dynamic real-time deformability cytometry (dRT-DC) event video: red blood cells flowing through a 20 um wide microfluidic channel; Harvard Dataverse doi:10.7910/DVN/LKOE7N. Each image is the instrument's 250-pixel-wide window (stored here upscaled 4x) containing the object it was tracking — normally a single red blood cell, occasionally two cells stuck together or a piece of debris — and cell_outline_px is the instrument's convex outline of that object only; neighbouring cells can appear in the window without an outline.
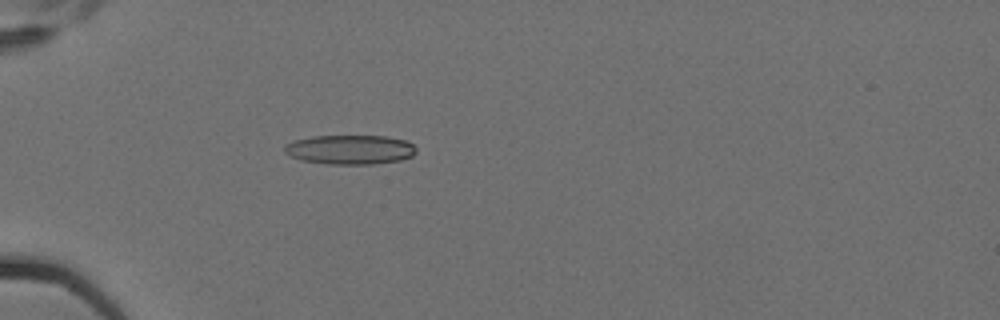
{"species": "Egyptian fruit bat (a non-hibernating species)", "species_latin": "Rousettus aegyptiacus", "temperature_condition": "cold", "stored_images_in_passage": 5, "camera_frame_rate_fps": 3000, "um_per_image_px": 0.085, "animal": {"sex": "female"}, "frame": {"image": 1, "passage_image": 5, "time_ms": 1.333, "image_size_px": [1000, 320], "cell_outline_px": [[416, 152], [412, 156], [400, 160], [372, 164], [328, 164], [300, 160], [284, 152], [284, 144], [296, 140], [312, 136], [384, 136], [408, 140], [416, 148]], "centroid_in_image_um": [29.76, 12.71], "position_along_channel_um": 55.2, "area_um2": 22.6}}